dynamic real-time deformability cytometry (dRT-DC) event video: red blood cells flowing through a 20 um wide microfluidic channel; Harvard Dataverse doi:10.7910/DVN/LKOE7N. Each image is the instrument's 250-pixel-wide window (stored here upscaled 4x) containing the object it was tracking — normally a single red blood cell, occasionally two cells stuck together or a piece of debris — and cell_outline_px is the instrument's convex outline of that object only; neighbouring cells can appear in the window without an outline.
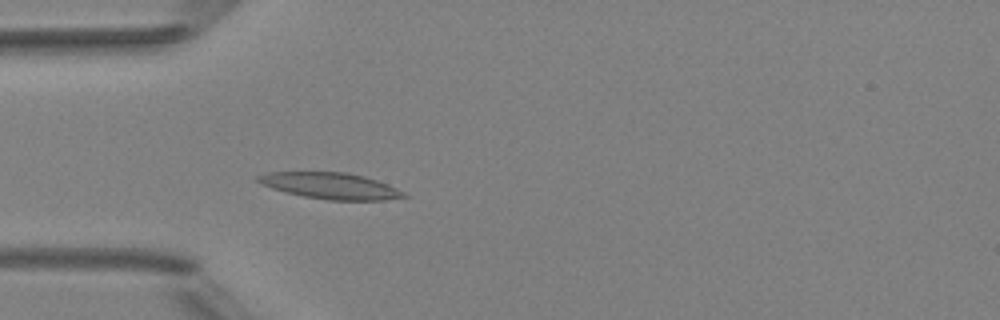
{"species": "Egyptian fruit bat (a non-hibernating species)", "species_latin": "Rousettus aegyptiacus", "temperature_condition": "room temperature", "stored_images_in_passage": 5, "camera_frame_rate_fps": 3000, "um_per_image_px": 0.085, "animal": {"sex": "female"}, "frame": {"image": 1, "passage_image": 5, "time_ms": 4.667, "image_size_px": [1000, 320], "cell_outline_px": [[408, 196], [384, 200], [328, 200], [304, 196], [272, 188], [256, 180], [256, 176], [264, 172], [348, 172], [364, 176], [388, 184], [404, 192]], "centroid_in_image_um": [28.1, 15.78], "position_along_channel_um": 56.9, "area_um2": 22.14}}